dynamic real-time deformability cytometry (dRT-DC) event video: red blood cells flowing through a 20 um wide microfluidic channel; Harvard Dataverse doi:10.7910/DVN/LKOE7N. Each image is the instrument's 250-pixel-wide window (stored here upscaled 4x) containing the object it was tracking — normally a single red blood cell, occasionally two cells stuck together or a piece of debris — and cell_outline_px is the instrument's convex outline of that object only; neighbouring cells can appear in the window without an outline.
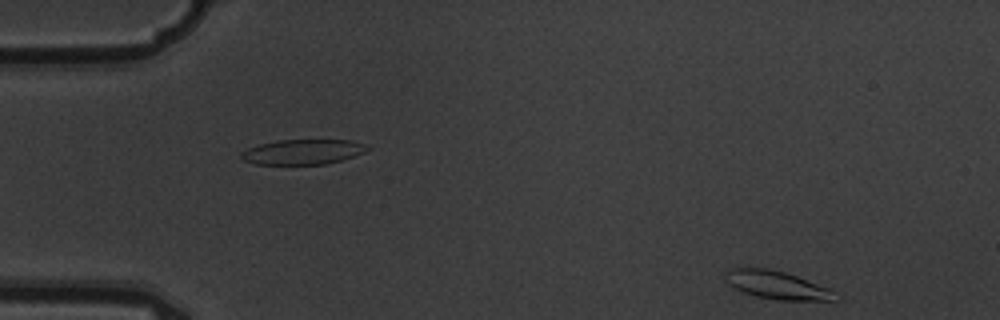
{"species": "common noctule bat (a hibernating species)", "species_latin": "Nyctalus noctula", "temperature_condition": "warm", "stored_images_in_passage": 5, "camera_frame_rate_fps": 3000, "um_per_image_px": 0.085, "animal": {"sex": "male", "body_mass_g": 19.5, "forearm_length_mm": 54.6}, "frame": {"image": 1, "passage_image": 5, "time_ms": 1.333, "image_size_px": [1000, 320], "cell_outline_px": [[840, 300], [776, 300], [756, 296], [744, 292], [728, 284], [724, 280], [724, 272], [728, 268], [768, 268], [784, 272], [796, 276], [828, 288]], "centroid_in_image_um": [65.96, 24.22], "position_along_channel_um": 19.0, "area_um2": 17.8}}